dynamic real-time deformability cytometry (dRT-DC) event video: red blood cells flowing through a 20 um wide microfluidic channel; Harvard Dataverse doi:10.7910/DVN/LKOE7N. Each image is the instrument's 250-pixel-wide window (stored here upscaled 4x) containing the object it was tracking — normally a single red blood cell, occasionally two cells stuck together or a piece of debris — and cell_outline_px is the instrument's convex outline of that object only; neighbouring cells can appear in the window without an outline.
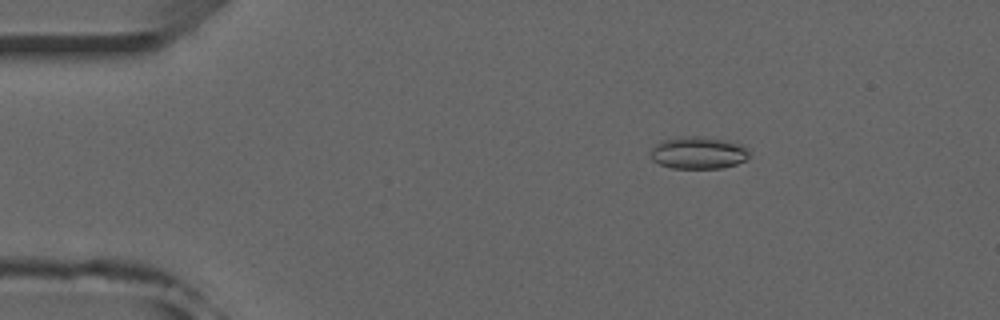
{"species": "common noctule bat (a hibernating species)", "species_latin": "Nyctalus noctula", "temperature_condition": "room temperature", "stored_images_in_passage": 52, "camera_frame_rate_fps": 3000, "um_per_image_px": 0.085, "animal": {"sex": "male", "forearm_length_mm": 52.5}, "frame": {"image": 1, "passage_image": 9, "time_ms": 2.667, "image_size_px": [1000, 320], "cell_outline_px": [[748, 156], [744, 160], [736, 164], [720, 168], [672, 168], [660, 164], [652, 160], [652, 148], [656, 144], [664, 140], [676, 136], [700, 136], [728, 140], [748, 148]], "centroid_in_image_um": [59.35, 12.97], "position_along_channel_um": 25.7, "area_um2": 18.44}}
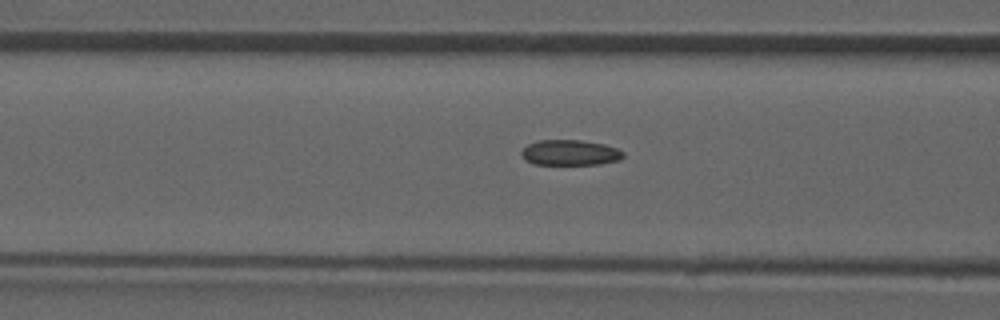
{"frame": {"image": 2, "passage_image": 21, "time_ms": 6.667, "image_size_px": [1000, 320], "cell_outline_px": [[624, 156], [620, 160], [596, 164], [532, 164], [524, 160], [520, 152], [528, 144], [536, 140], [580, 140], [604, 144], [616, 148], [624, 152]], "centroid_in_image_um": [48.42, 12.97], "position_along_channel_um": 118.2, "area_um2": 15.14}}
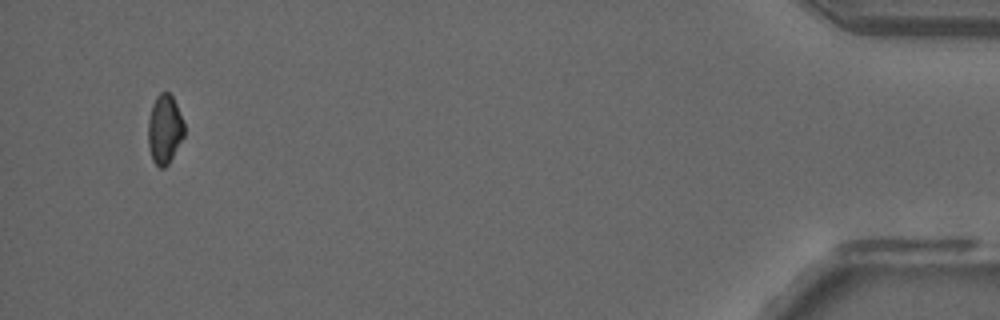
{"frame": {"image": 3, "passage_image": 50, "time_ms": 16.333, "image_size_px": [1000, 320], "cell_outline_px": [[184, 136], [168, 164], [164, 168], [160, 168], [152, 160], [148, 144], [148, 120], [152, 104], [156, 96], [160, 92], [168, 92], [172, 96], [176, 104], [184, 124]], "centroid_in_image_um": [13.98, 10.98], "position_along_channel_um": 421.2, "area_um2": 14.51}, "authors_computed_cell_mechanics": {"area_um2": 15.6638, "velocity_mm_per_s": 3.9731, "shape_relaxation_time_tau1_ms": null, "shape_relaxation_time_tau2_ms": 3.3916, "deformation_change_tau1": null, "deformation_change_tau2": 0.0793}}